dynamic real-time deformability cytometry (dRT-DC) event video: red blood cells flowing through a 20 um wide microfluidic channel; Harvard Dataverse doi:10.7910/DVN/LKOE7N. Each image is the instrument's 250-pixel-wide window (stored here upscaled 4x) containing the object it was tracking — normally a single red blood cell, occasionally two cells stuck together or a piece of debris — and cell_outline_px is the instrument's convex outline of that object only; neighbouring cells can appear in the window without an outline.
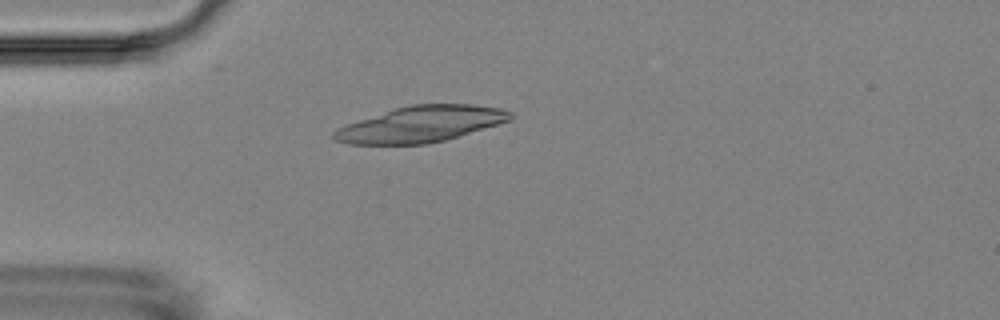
{"species": "Egyptian fruit bat (a non-hibernating species)", "species_latin": "Rousettus aegyptiacus", "temperature_condition": "room temperature", "stored_images_in_passage": 4, "camera_frame_rate_fps": 3000, "um_per_image_px": 0.085, "animal": {"sex": "female"}, "frame": {"image": 1, "passage_image": 2, "time_ms": 1.333, "image_size_px": [1000, 320], "cell_outline_px": [[512, 120], [444, 140], [428, 144], [348, 144], [336, 140], [332, 136], [332, 132], [336, 128], [396, 108], [412, 104], [472, 104], [500, 108], [512, 112]], "centroid_in_image_um": [35.79, 10.55], "position_along_channel_um": 49.2, "area_um2": 36.59}}